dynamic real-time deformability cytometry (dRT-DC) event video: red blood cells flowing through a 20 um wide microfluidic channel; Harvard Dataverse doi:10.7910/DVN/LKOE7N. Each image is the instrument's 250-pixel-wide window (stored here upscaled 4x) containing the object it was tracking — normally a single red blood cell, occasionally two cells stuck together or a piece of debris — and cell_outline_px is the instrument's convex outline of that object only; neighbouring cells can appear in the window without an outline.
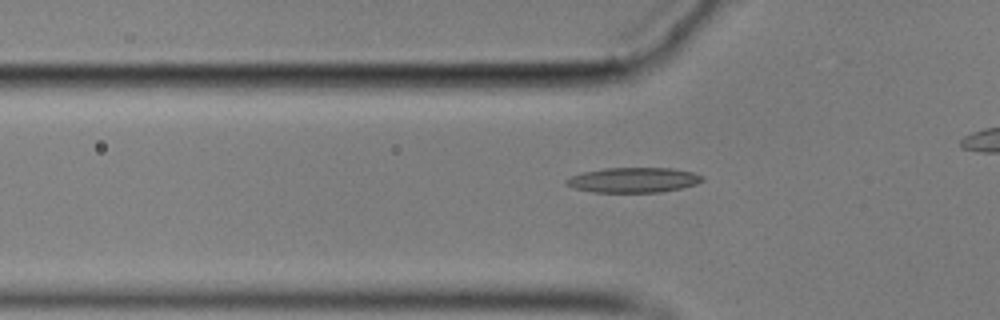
{"species": "common noctule bat (a hibernating species)", "species_latin": "Nyctalus noctula", "temperature_condition": "cold", "stored_images_in_passage": 47, "camera_frame_rate_fps": 3000, "um_per_image_px": 0.085, "animal": {"sex": "male", "body_mass_g": 17.9}, "frame": {"image": 1, "passage_image": 19, "time_ms": 6.0, "image_size_px": [1000, 320], "cell_outline_px": [[704, 180], [696, 184], [680, 188], [660, 192], [592, 192], [576, 188], [564, 184], [564, 180], [572, 176], [584, 172], [604, 168], [672, 168], [692, 172], [704, 176]], "centroid_in_image_um": [53.85, 15.3], "position_along_channel_um": 72.0, "area_um2": 19.77}}
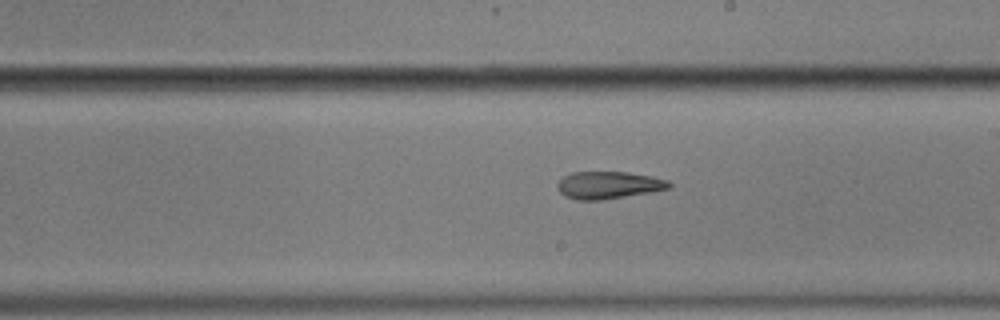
{"frame": {"image": 2, "passage_image": 33, "time_ms": 10.667, "image_size_px": [1000, 320], "cell_outline_px": [[672, 188], [652, 192], [600, 200], [576, 200], [564, 196], [556, 188], [556, 184], [564, 176], [572, 172], [628, 172], [652, 176], [668, 180], [672, 184]], "centroid_in_image_um": [51.73, 15.73], "position_along_channel_um": 237.3, "area_um2": 17.98}}
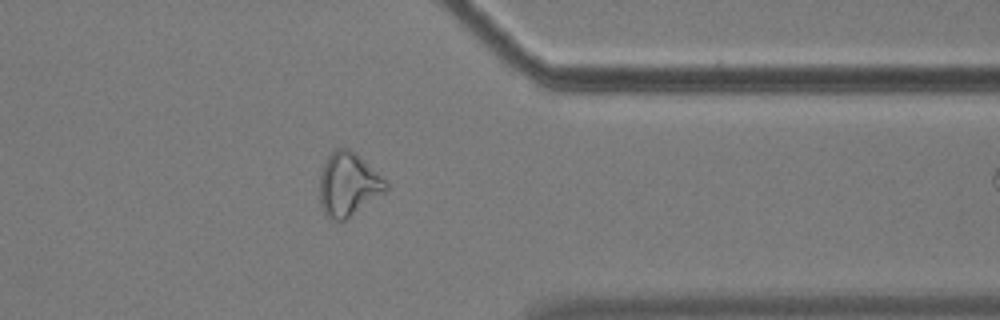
{"frame": {"image": 3, "passage_image": 46, "time_ms": 15.0, "image_size_px": [1000, 320], "cell_outline_px": [[388, 188], [384, 192], [344, 220], [332, 220], [324, 212], [320, 204], [320, 176], [324, 164], [332, 148], [348, 148], [388, 180]], "centroid_in_image_um": [29.6, 15.65], "position_along_channel_um": 381.8, "area_um2": 24.16}}